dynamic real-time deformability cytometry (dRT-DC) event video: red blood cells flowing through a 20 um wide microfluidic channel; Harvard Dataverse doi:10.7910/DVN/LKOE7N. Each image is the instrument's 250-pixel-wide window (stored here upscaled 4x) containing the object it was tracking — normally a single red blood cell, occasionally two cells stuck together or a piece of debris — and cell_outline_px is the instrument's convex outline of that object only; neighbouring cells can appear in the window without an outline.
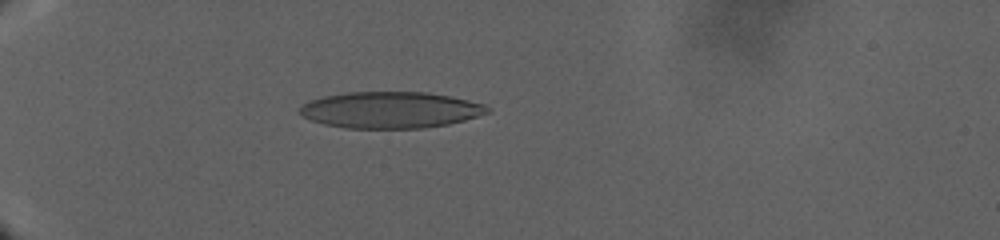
{"species": "human", "species_latin": "Homo sapiens", "temperature_condition": "warm", "stored_images_in_passage": 78, "camera_frame_rate_fps": 3000, "um_per_image_px": 0.085, "donor": {"sex": "male"}, "frame": {"image": 1, "passage_image": 26, "time_ms": 14.0, "image_size_px": [1000, 240], "cell_outline_px": [[492, 112], [464, 120], [448, 124], [424, 128], [344, 128], [324, 124], [312, 120], [296, 112], [304, 104], [312, 100], [324, 96], [348, 92], [428, 92], [468, 100], [484, 104], [492, 108]], "centroid_in_image_um": [33.22, 9.35], "position_along_channel_um": 51.8, "area_um2": 39.82}}
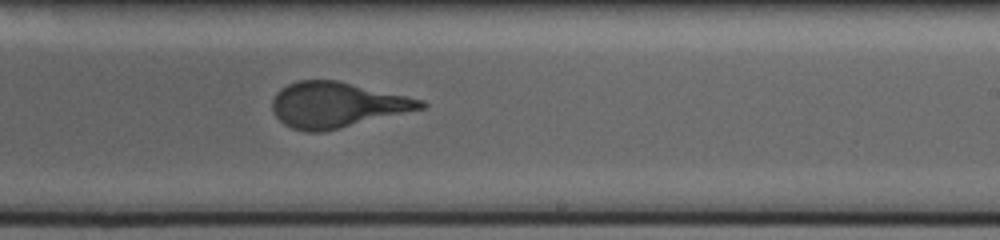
{"frame": {"image": 2, "passage_image": 54, "time_ms": 28.0, "image_size_px": [1000, 240], "cell_outline_px": [[428, 104], [424, 108], [324, 132], [304, 132], [292, 128], [284, 124], [272, 112], [272, 100], [276, 92], [280, 88], [288, 84], [300, 80], [336, 80], [424, 100]], "centroid_in_image_um": [28.59, 8.92], "position_along_channel_um": 260.4, "area_um2": 39.19}}
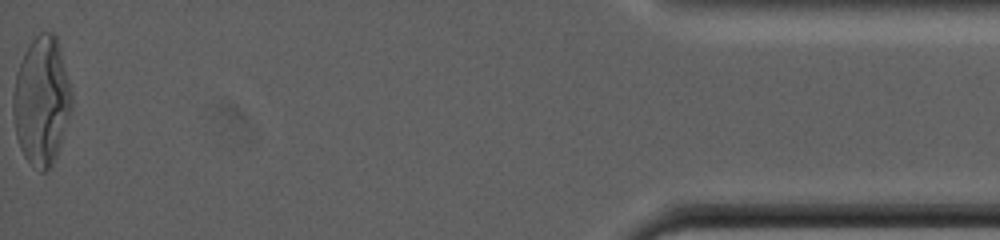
{"frame": {"image": 3, "passage_image": 78, "time_ms": 41.667, "image_size_px": [1000, 240], "cell_outline_px": [[72, 104], [60, 144], [52, 168], [44, 172], [40, 172], [24, 156], [20, 148], [16, 136], [12, 112], [12, 96], [16, 72], [32, 40], [40, 32], [52, 32], [56, 36], [72, 92]], "centroid_in_image_um": [3.52, 8.61], "position_along_channel_um": 431.7, "area_um2": 43.47}}